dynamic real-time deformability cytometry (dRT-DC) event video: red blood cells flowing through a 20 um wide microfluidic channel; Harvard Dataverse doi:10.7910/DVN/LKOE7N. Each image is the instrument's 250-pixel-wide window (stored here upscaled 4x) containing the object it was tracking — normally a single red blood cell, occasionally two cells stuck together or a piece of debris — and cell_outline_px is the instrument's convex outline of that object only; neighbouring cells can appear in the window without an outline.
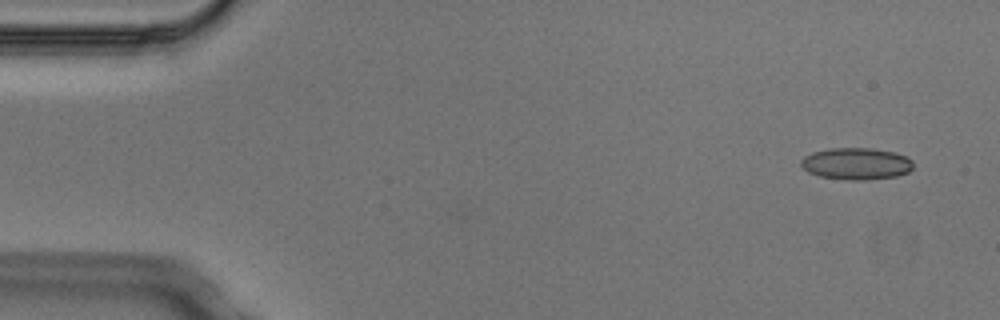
{"species": "Egyptian fruit bat (a non-hibernating species)", "species_latin": "Rousettus aegyptiacus", "temperature_condition": "cold", "stored_images_in_passage": 3, "camera_frame_rate_fps": 3000, "um_per_image_px": 0.085, "animal": {"sex": "male"}, "frame": {"image": 1, "passage_image": 1, "time_ms": 0.0, "image_size_px": [1000, 320], "cell_outline_px": [[912, 168], [908, 172], [896, 176], [864, 180], [844, 180], [820, 176], [808, 172], [800, 164], [800, 160], [804, 156], [812, 152], [828, 148], [872, 148], [896, 152], [912, 160]], "centroid_in_image_um": [72.76, 13.91], "position_along_channel_um": 12.2, "area_um2": 20.92}}